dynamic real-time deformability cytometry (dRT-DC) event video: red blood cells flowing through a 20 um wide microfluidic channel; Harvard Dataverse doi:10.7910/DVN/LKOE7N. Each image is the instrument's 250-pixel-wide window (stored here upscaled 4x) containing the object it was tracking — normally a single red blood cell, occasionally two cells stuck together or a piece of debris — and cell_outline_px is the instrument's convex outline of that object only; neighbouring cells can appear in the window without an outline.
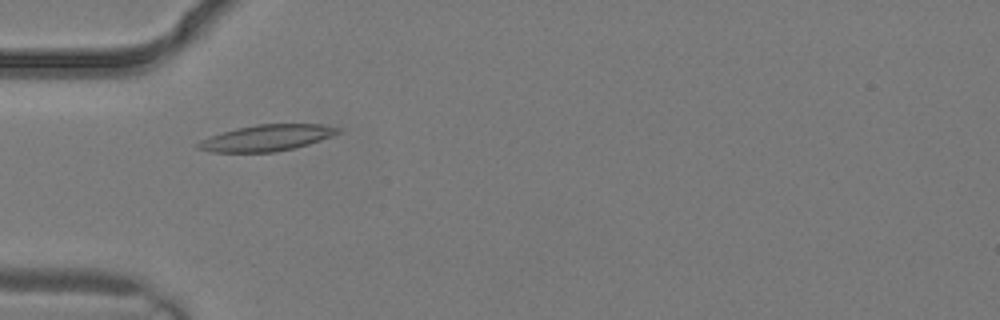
{"species": "common noctule bat (a hibernating species)", "species_latin": "Nyctalus noctula", "temperature_condition": "warm", "stored_images_in_passage": 2, "camera_frame_rate_fps": 3000, "um_per_image_px": 0.085, "animal": {"sex": "male", "body_mass_g": 19.2, "forearm_length_mm": 51.8}, "frame": {"image": 1, "passage_image": 2, "time_ms": 0.333, "image_size_px": [1000, 320], "cell_outline_px": [[340, 132], [332, 136], [296, 148], [276, 152], [212, 152], [196, 148], [196, 144], [200, 140], [236, 128], [256, 124], [320, 124], [340, 128]], "centroid_in_image_um": [22.67, 11.72], "position_along_channel_um": 62.3, "area_um2": 21.27}}